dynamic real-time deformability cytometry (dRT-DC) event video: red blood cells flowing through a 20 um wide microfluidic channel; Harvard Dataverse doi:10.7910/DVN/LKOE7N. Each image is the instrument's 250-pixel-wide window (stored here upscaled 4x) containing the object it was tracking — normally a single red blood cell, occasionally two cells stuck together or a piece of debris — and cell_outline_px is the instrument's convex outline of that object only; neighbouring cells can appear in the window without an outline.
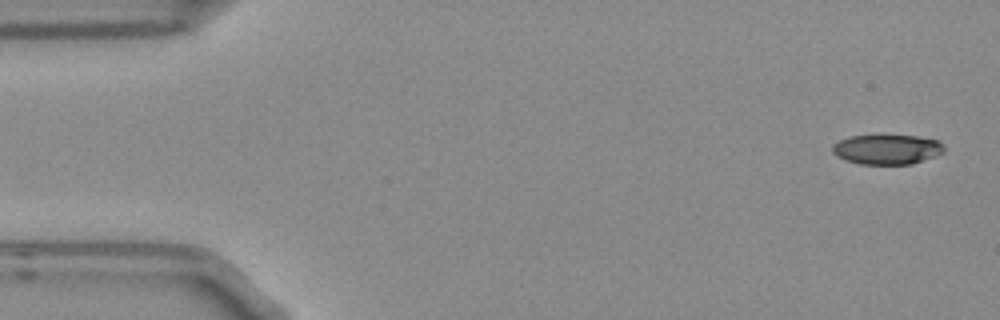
{"species": "Egyptian fruit bat (a non-hibernating species)", "species_latin": "Rousettus aegyptiacus", "temperature_condition": "room temperature", "stored_images_in_passage": 4, "camera_frame_rate_fps": 3000, "um_per_image_px": 0.085, "frame": {"image": 1, "passage_image": 1, "time_ms": 0.0, "image_size_px": [1000, 320], "cell_outline_px": [[944, 152], [912, 164], [860, 164], [836, 156], [832, 152], [832, 144], [840, 140], [852, 136], [916, 136], [936, 140], [944, 148]], "centroid_in_image_um": [75.36, 12.7], "position_along_channel_um": 9.6, "area_um2": 19.02}}
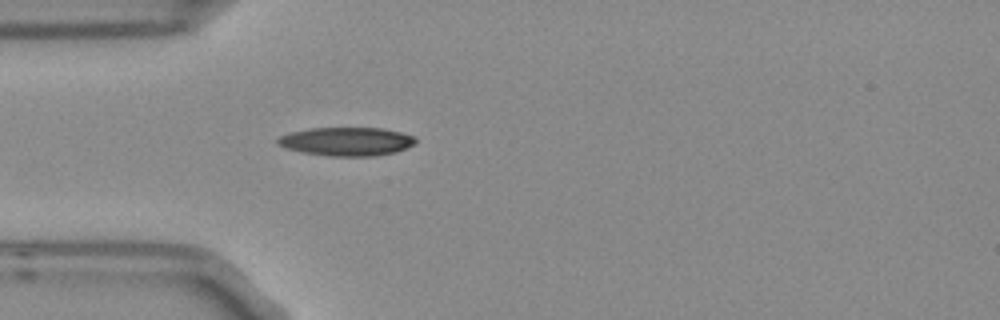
{"frame": {"image": 2, "passage_image": 4, "time_ms": 1.0, "image_size_px": [1000, 320], "cell_outline_px": [[416, 144], [396, 152], [376, 156], [332, 156], [304, 152], [284, 148], [276, 144], [276, 140], [280, 136], [292, 132], [308, 128], [380, 128], [400, 132], [416, 136]], "centroid_in_image_um": [29.48, 12.03], "position_along_channel_um": 55.5, "area_um2": 23.0}}